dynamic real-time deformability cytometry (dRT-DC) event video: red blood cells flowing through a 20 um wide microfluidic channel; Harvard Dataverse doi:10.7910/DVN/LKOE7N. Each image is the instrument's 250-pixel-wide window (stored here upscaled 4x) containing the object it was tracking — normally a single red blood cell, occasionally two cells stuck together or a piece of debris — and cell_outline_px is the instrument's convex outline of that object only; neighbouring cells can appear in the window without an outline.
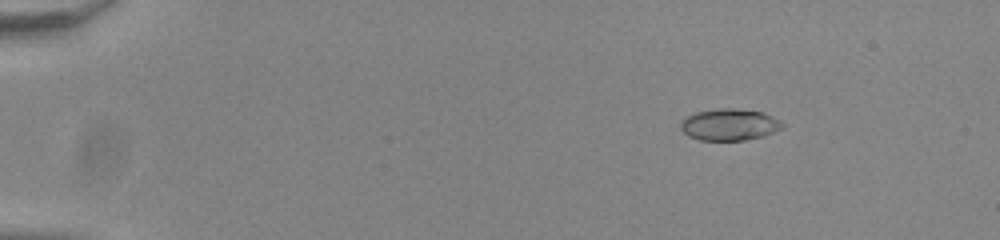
{"species": "common noctule bat (a hibernating species)", "species_latin": "Nyctalus noctula", "temperature_condition": "room temperature", "stored_images_in_passage": 56, "camera_frame_rate_fps": 3000, "um_per_image_px": 0.085, "animal": {"sex": "male", "body_mass_g": 20.0, "forearm_length_mm": 53.3}, "frame": {"image": 1, "passage_image": 9, "time_ms": 2.667, "image_size_px": [1000, 240], "cell_outline_px": [[784, 128], [764, 136], [744, 140], [700, 140], [688, 136], [680, 128], [680, 120], [696, 112], [720, 108], [736, 108], [764, 112], [780, 120], [784, 124]], "centroid_in_image_um": [62.02, 10.59], "position_along_channel_um": 23.0, "area_um2": 18.96}}
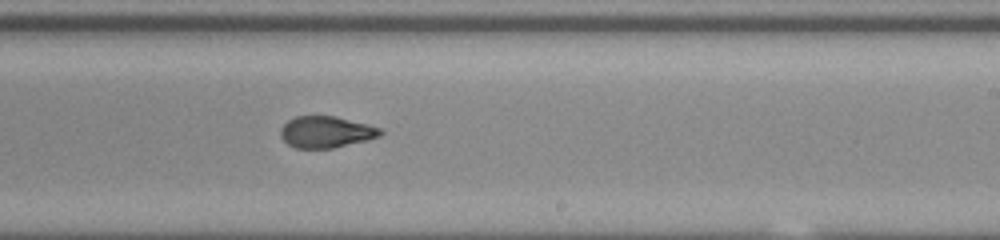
{"frame": {"image": 2, "passage_image": 36, "time_ms": 11.667, "image_size_px": [1000, 240], "cell_outline_px": [[384, 132], [380, 136], [368, 140], [332, 148], [296, 148], [288, 144], [280, 136], [280, 128], [288, 120], [296, 116], [336, 116], [384, 128]], "centroid_in_image_um": [27.75, 11.21], "position_along_channel_um": 261.3, "area_um2": 18.5}}
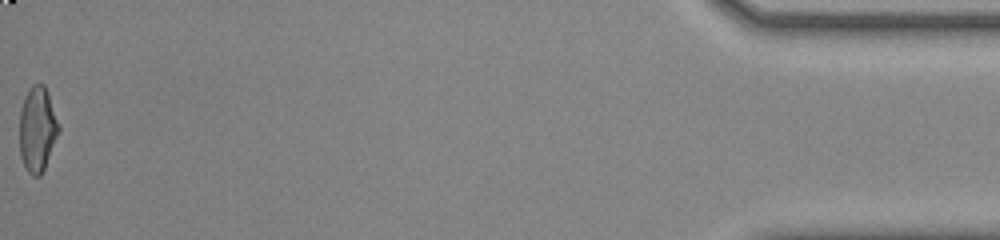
{"frame": {"image": 3, "passage_image": 56, "time_ms": 18.333, "image_size_px": [1000, 240], "cell_outline_px": [[60, 128], [44, 168], [40, 176], [32, 176], [28, 172], [20, 156], [20, 108], [24, 96], [32, 84], [44, 84], [48, 92], [60, 124]], "centroid_in_image_um": [3.17, 10.94], "position_along_channel_um": 432.0, "area_um2": 19.42}, "authors_computed_cell_mechanics": {"area_um2": 19.074, "velocity_mm_per_s": 3.8617, "shape_relaxation_time_tau1_ms": null, "shape_relaxation_time_tau2_ms": 1.5625, "deformation_change_tau1": null, "deformation_change_tau2": 0.075}}